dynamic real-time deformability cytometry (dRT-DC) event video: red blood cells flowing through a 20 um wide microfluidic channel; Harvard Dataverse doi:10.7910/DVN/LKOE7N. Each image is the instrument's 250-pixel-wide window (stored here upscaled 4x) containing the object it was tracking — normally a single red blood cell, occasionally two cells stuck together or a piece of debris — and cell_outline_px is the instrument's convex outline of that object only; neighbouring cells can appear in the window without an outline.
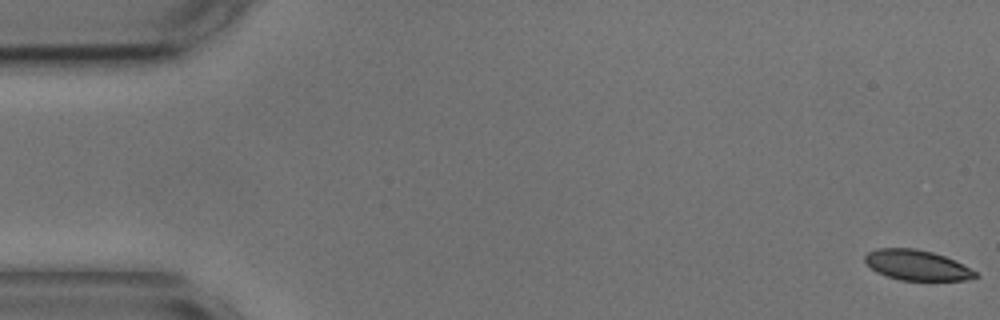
{"species": "common noctule bat (a hibernating species)", "species_latin": "Nyctalus noctula", "temperature_condition": "cold", "stored_images_in_passage": 56, "camera_frame_rate_fps": 3000, "um_per_image_px": 0.085, "animal": {"sex": "male", "body_mass_g": 17.9, "forearm_length_mm": 54.2}, "frame": {"image": 1, "passage_image": 1, "time_ms": 0.0, "image_size_px": [1000, 320], "cell_outline_px": [[980, 276], [964, 280], [900, 280], [876, 272], [864, 260], [864, 256], [868, 252], [876, 248], [916, 248], [932, 252], [944, 256], [976, 272]], "centroid_in_image_um": [77.89, 22.53], "position_along_channel_um": 7.1, "area_um2": 19.19}}
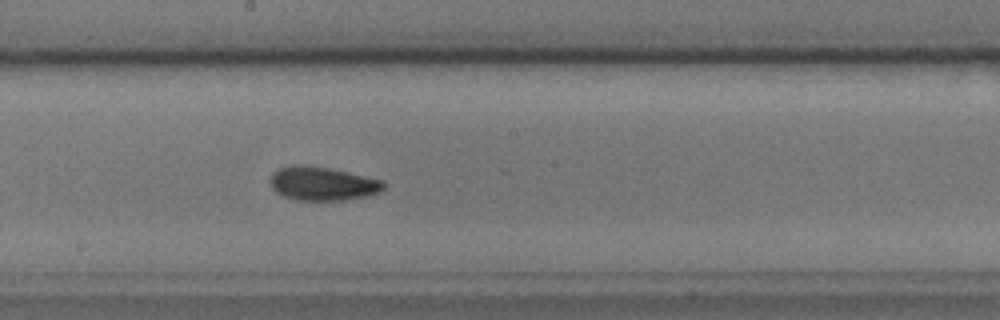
{"frame": {"image": 2, "passage_image": 30, "time_ms": 9.667, "image_size_px": [1000, 320], "cell_outline_px": [[384, 188], [380, 192], [368, 196], [344, 200], [296, 200], [284, 196], [276, 192], [272, 188], [268, 180], [272, 172], [276, 168], [292, 164], [304, 164], [328, 168], [384, 180]], "centroid_in_image_um": [27.36, 15.59], "position_along_channel_um": 220.8, "area_um2": 22.6}}
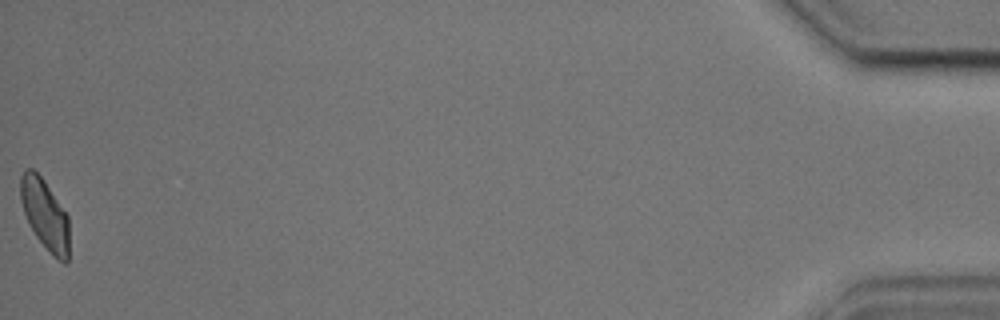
{"frame": {"image": 3, "passage_image": 56, "time_ms": 18.333, "image_size_px": [1000, 320], "cell_outline_px": [[68, 260], [64, 264], [56, 260], [52, 256], [36, 236], [28, 224], [20, 200], [20, 176], [24, 168], [32, 168], [44, 180], [68, 216]], "centroid_in_image_um": [3.8, 18.23], "position_along_channel_um": 431.4, "area_um2": 20.06}, "authors_computed_cell_mechanics": {"area_um2": 21.0392, "velocity_mm_per_s": 3.5792, "shape_relaxation_time_tau1_ms": 3.6464, "shape_relaxation_time_tau2_ms": 3.9561, "deformation_change_tau1": 0.0984, "deformation_change_tau2": 0.0977}}